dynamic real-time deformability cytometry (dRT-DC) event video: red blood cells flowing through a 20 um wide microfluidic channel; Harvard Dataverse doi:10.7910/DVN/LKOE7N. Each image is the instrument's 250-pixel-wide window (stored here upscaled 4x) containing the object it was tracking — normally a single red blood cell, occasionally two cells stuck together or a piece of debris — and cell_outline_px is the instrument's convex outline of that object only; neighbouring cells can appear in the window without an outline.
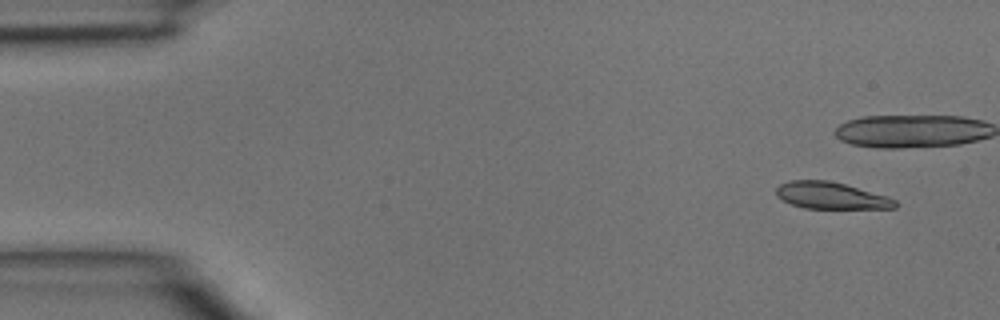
{"species": "common noctule bat (a hibernating species)", "species_latin": "Nyctalus noctula", "temperature_condition": "room temperature", "stored_images_in_passage": 5, "camera_frame_rate_fps": 3000, "um_per_image_px": 0.085, "animal": {"sex": "male", "body_mass_g": 15.6}, "frame": {"image": 1, "passage_image": 1, "time_ms": 0.0, "image_size_px": [1000, 320], "cell_outline_px": [[900, 204], [896, 208], [804, 208], [780, 200], [776, 196], [776, 188], [780, 184], [788, 180], [828, 180], [844, 184], [888, 196], [896, 200]], "centroid_in_image_um": [70.63, 16.62], "position_along_channel_um": 14.4, "area_um2": 18.67}}